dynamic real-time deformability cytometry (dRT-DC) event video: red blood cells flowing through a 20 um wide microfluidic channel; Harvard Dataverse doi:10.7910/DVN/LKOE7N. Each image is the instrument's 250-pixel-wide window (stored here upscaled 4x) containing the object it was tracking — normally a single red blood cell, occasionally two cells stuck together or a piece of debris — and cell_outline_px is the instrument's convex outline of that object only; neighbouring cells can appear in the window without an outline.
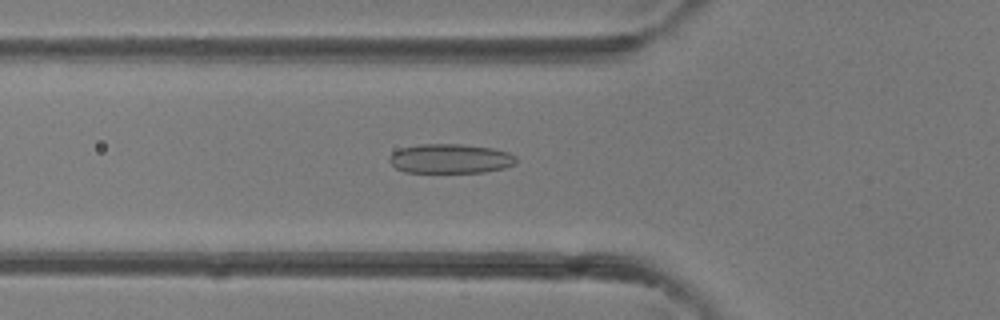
{"species": "common noctule bat (a hibernating species)", "species_latin": "Nyctalus noctula", "temperature_condition": "room temperature", "stored_images_in_passage": 33, "camera_frame_rate_fps": 3000, "um_per_image_px": 0.085, "animal": {"sex": "female"}, "frame": {"image": 1, "passage_image": 6, "time_ms": 1.667, "image_size_px": [1000, 320], "cell_outline_px": [[516, 164], [504, 168], [484, 172], [404, 172], [396, 168], [388, 160], [388, 156], [392, 152], [400, 148], [420, 144], [460, 144], [492, 148], [508, 152], [516, 156]], "centroid_in_image_um": [38.26, 13.48], "position_along_channel_um": 87.5, "area_um2": 21.85}}
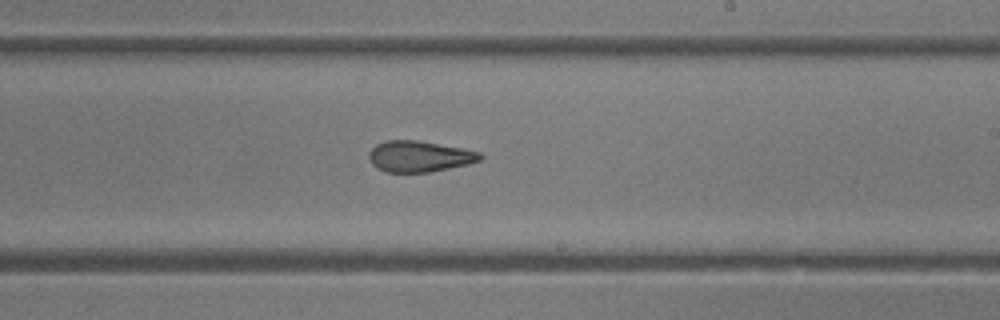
{"frame": {"image": 2, "passage_image": 16, "time_ms": 5.0, "image_size_px": [1000, 320], "cell_outline_px": [[484, 156], [480, 160], [468, 164], [428, 172], [384, 172], [376, 168], [372, 164], [368, 156], [368, 152], [376, 144], [388, 140], [416, 140], [460, 148], [480, 152]], "centroid_in_image_um": [35.61, 13.3], "position_along_channel_um": 253.4, "area_um2": 20.0}}
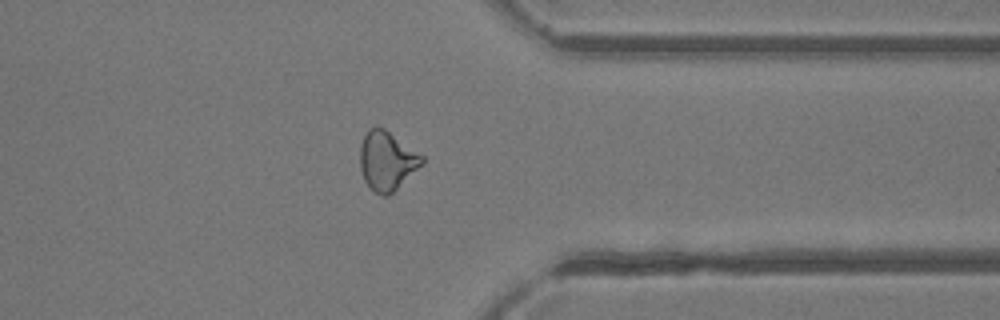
{"frame": {"image": 3, "passage_image": 24, "time_ms": 7.667, "image_size_px": [1000, 320], "cell_outline_px": [[424, 164], [388, 196], [384, 196], [376, 192], [364, 180], [360, 168], [360, 144], [368, 128], [384, 128], [424, 156]], "centroid_in_image_um": [32.9, 13.66], "position_along_channel_um": 378.5, "area_um2": 21.15}}